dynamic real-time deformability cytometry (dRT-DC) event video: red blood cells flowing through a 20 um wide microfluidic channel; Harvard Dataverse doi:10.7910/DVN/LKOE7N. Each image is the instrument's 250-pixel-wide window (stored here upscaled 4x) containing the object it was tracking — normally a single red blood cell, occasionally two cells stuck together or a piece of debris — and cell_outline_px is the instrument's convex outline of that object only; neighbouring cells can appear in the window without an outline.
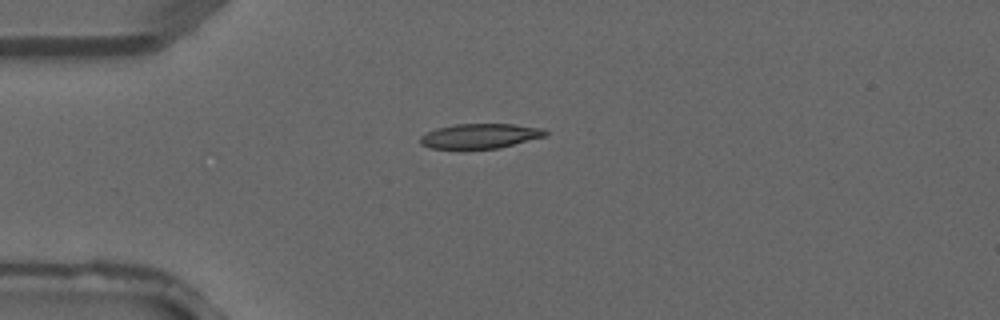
{"species": "common noctule bat (a hibernating species)", "species_latin": "Nyctalus noctula", "temperature_condition": "warm", "stored_images_in_passage": 2, "camera_frame_rate_fps": 3000, "um_per_image_px": 0.085, "animal": {"sex": "male", "forearm_length_mm": 52.5}, "frame": {"image": 1, "passage_image": 2, "time_ms": 0.333, "image_size_px": [1000, 320], "cell_outline_px": [[548, 136], [500, 148], [432, 148], [420, 144], [420, 136], [436, 128], [456, 124], [512, 124], [544, 128], [548, 132]], "centroid_in_image_um": [40.87, 11.55], "position_along_channel_um": 44.1, "area_um2": 18.09}}